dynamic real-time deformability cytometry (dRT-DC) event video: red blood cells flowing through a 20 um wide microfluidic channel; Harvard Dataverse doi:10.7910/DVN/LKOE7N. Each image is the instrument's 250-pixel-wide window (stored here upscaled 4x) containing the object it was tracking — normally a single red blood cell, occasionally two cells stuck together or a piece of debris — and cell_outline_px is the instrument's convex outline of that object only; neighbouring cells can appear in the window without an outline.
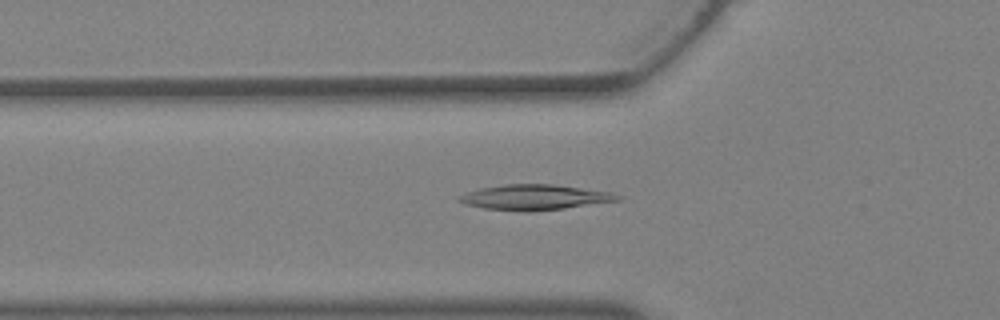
{"species": "Egyptian fruit bat (a non-hibernating species)", "species_latin": "Rousettus aegyptiacus", "temperature_condition": "warm", "stored_images_in_passage": 24, "camera_frame_rate_fps": 3000, "um_per_image_px": 0.085, "animal": {"sex": "female"}, "frame": {"image": 1, "passage_image": 3, "time_ms": 0.667, "image_size_px": [1000, 320], "cell_outline_px": [[624, 196], [620, 200], [564, 208], [524, 212], [484, 208], [464, 204], [456, 200], [456, 196], [480, 188], [504, 184], [552, 184], [612, 192]], "centroid_in_image_um": [45.42, 16.76], "position_along_channel_um": 80.4, "area_um2": 23.41}}
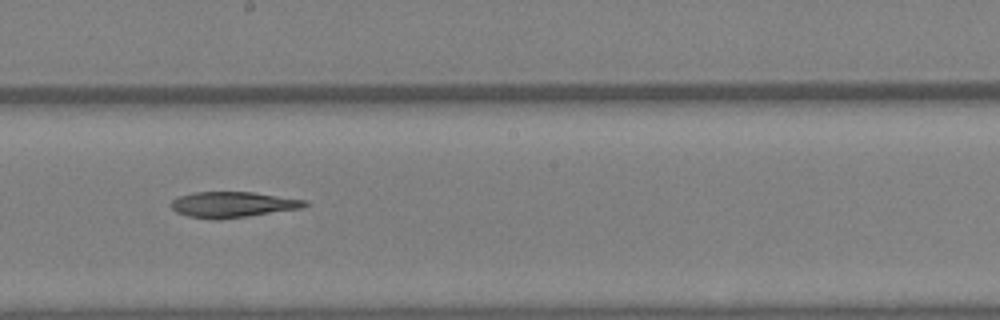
{"frame": {"image": 2, "passage_image": 11, "time_ms": 3.333, "image_size_px": [1000, 320], "cell_outline_px": [[308, 204], [304, 208], [216, 220], [188, 216], [176, 212], [168, 204], [172, 200], [180, 196], [192, 192], [252, 192], [304, 200]], "centroid_in_image_um": [19.73, 17.39], "position_along_channel_um": 228.5, "area_um2": 19.88}}
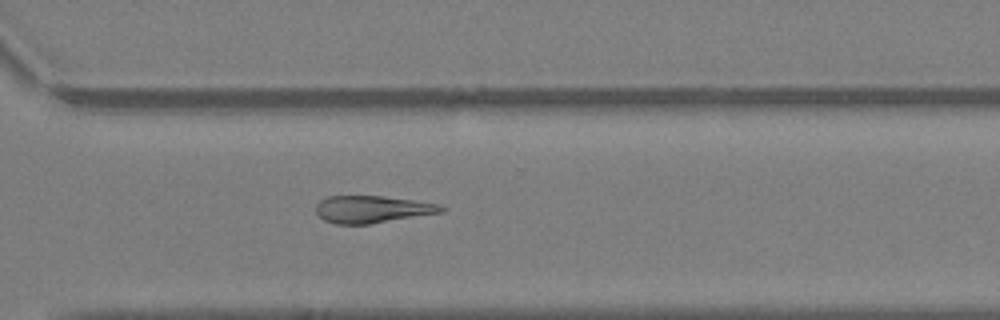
{"frame": {"image": 3, "passage_image": 17, "time_ms": 5.333, "image_size_px": [1000, 320], "cell_outline_px": [[448, 208], [444, 212], [372, 224], [336, 224], [324, 220], [316, 212], [316, 204], [320, 200], [328, 196], [384, 196], [440, 204]], "centroid_in_image_um": [31.67, 17.79], "position_along_channel_um": 338.9, "area_um2": 20.06}}